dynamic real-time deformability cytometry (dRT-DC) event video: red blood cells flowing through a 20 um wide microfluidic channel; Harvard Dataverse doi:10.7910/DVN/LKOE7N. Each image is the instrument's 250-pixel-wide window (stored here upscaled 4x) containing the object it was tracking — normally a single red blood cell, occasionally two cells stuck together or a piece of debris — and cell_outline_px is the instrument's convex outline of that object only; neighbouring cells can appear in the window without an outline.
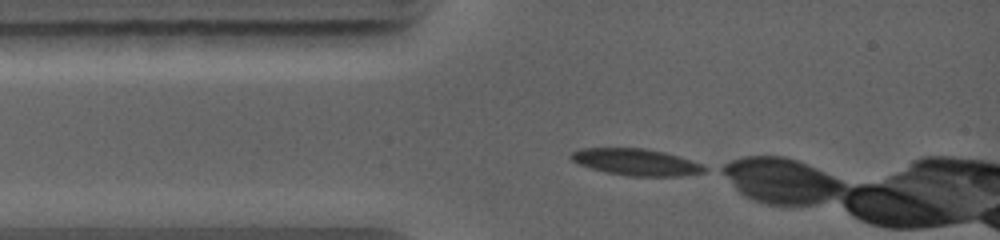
{"species": "common noctule bat (a hibernating species)", "species_latin": "Nyctalus noctula", "temperature_condition": "warm", "stored_images_in_passage": 3, "camera_frame_rate_fps": 5000, "um_per_image_px": 0.085, "animal": {"sex": "female", "body_mass_g": 19.0, "forearm_length_mm": 56.7}, "frame": {"image": 1, "passage_image": 1, "time_ms": 0.0, "image_size_px": [1000, 240], "cell_outline_px": [[708, 168], [704, 172], [680, 176], [628, 176], [608, 172], [592, 168], [580, 164], [572, 160], [568, 156], [572, 152], [580, 148], [644, 148], [664, 152], [680, 156], [692, 160]], "centroid_in_image_um": [54.08, 13.77], "position_along_channel_um": 30.9, "area_um2": 20.63}}